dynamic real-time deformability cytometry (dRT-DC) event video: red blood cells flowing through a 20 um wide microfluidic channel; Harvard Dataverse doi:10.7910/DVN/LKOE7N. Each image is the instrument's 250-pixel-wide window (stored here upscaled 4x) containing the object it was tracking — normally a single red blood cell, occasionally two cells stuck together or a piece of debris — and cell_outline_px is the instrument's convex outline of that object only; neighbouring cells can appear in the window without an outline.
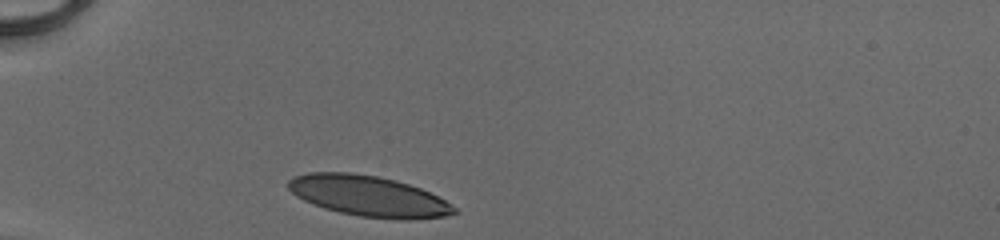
{"species": "human", "species_latin": "Homo sapiens", "temperature_condition": "cold", "stored_images_in_passage": 28, "camera_frame_rate_fps": 3000, "um_per_image_px": 0.085, "donor": {"sex": "male"}, "frame": {"image": 1, "passage_image": 1, "time_ms": 0.0, "image_size_px": [1000, 240], "cell_outline_px": [[460, 212], [444, 216], [412, 220], [400, 220], [360, 216], [340, 212], [324, 208], [304, 200], [296, 196], [288, 188], [288, 180], [296, 176], [308, 172], [352, 172], [376, 176], [396, 180], [420, 188], [452, 204]], "centroid_in_image_um": [31.34, 16.67], "position_along_channel_um": 53.7, "area_um2": 39.25}}
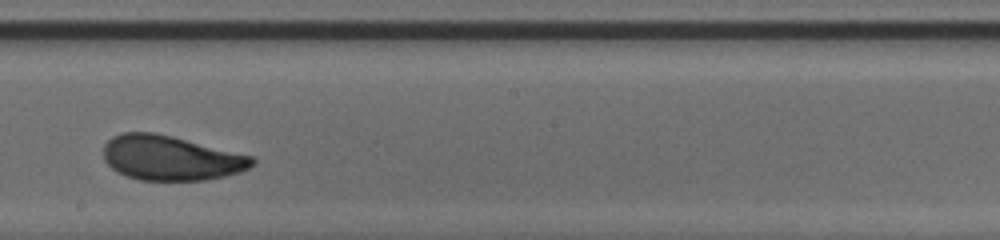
{"frame": {"image": 2, "passage_image": 16, "time_ms": 5.0, "image_size_px": [1000, 240], "cell_outline_px": [[256, 164], [240, 172], [208, 180], [140, 180], [116, 172], [104, 160], [104, 144], [112, 136], [124, 132], [152, 132], [172, 136], [252, 156], [256, 160]], "centroid_in_image_um": [14.51, 13.43], "position_along_channel_um": 233.7, "area_um2": 38.73}}
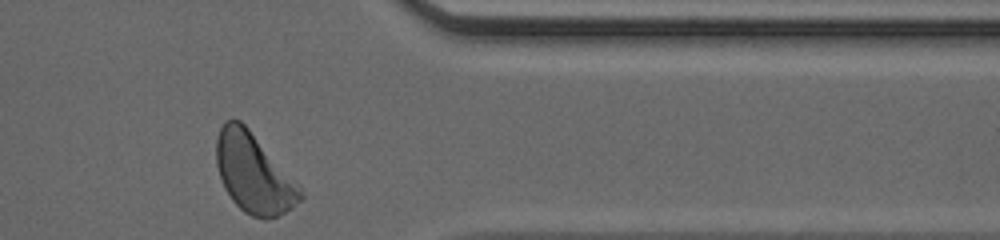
{"frame": {"image": 3, "passage_image": 28, "time_ms": 9.0, "image_size_px": [1000, 240], "cell_outline_px": [[304, 196], [292, 208], [276, 216], [264, 220], [252, 216], [244, 212], [232, 200], [224, 188], [216, 164], [216, 140], [220, 128], [224, 120], [240, 120], [248, 128], [300, 184]], "centroid_in_image_um": [21.57, 14.74], "position_along_channel_um": 389.8, "area_um2": 38.84}, "authors_computed_cell_mechanics": {"area_um2": 38.8994, "velocity_mm_per_s": 4.0967, "shape_relaxation_time_tau1_ms": 4.0672, "shape_relaxation_time_tau2_ms": 1.0437, "deformation_change_tau1": 0.1448, "deformation_change_tau2": 0.0675}}